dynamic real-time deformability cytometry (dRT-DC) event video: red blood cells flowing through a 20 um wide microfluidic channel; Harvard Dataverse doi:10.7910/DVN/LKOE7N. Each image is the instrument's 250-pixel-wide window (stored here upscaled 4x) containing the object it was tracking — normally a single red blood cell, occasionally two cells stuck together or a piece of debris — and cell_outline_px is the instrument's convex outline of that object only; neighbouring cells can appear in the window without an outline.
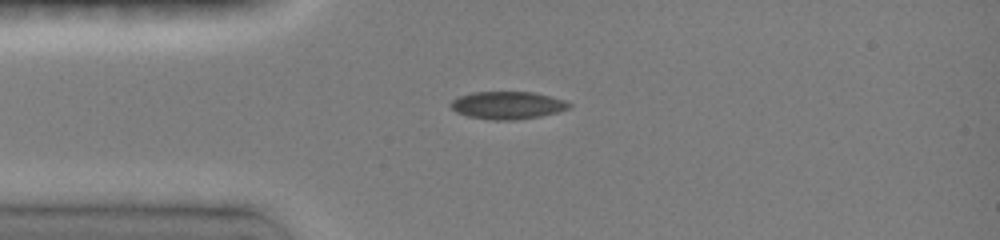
{"species": "common noctule bat (a hibernating species)", "species_latin": "Nyctalus noctula", "temperature_condition": "room temperature", "stored_images_in_passage": 4, "camera_frame_rate_fps": 3000, "um_per_image_px": 0.085, "animal": {"sex": "female", "body_mass_g": 19.0, "forearm_length_mm": 51.5}, "frame": {"image": 1, "passage_image": 1, "time_ms": 0.0, "image_size_px": [1000, 240], "cell_outline_px": [[572, 104], [568, 108], [556, 112], [540, 116], [512, 120], [492, 120], [468, 116], [456, 112], [448, 104], [456, 96], [472, 92], [532, 92], [564, 100]], "centroid_in_image_um": [43.07, 8.94], "position_along_channel_um": 41.9, "area_um2": 18.96}}
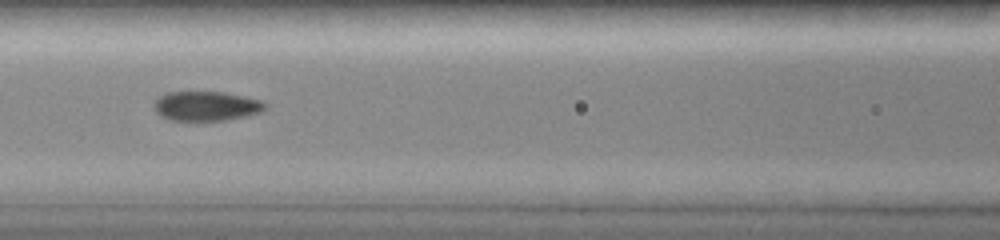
{"frame": {"image": 2, "passage_image": 4, "time_ms": 3.0, "image_size_px": [1000, 240], "cell_outline_px": [[268, 104], [260, 112], [244, 116], [224, 120], [172, 120], [160, 116], [156, 112], [152, 104], [160, 96], [168, 92], [224, 92], [244, 96], [260, 100]], "centroid_in_image_um": [17.5, 9.01], "position_along_channel_um": 149.1, "area_um2": 18.96}}